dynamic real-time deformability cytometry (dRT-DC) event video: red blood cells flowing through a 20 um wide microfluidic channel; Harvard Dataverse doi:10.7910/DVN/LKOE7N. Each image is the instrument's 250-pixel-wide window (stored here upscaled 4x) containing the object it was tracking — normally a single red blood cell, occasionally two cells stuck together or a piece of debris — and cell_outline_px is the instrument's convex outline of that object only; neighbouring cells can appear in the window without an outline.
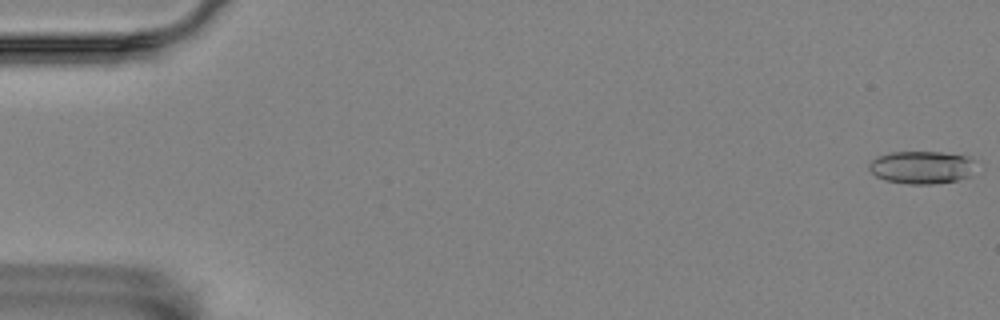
{"species": "Egyptian fruit bat (a non-hibernating species)", "species_latin": "Rousettus aegyptiacus", "temperature_condition": "room temperature", "stored_images_in_passage": 21, "camera_frame_rate_fps": 3000, "um_per_image_px": 0.085, "animal": {"sex": "female"}, "frame": {"image": 1, "passage_image": 1, "time_ms": 0.0, "image_size_px": [1000, 320], "cell_outline_px": [[984, 172], [956, 180], [932, 184], [908, 184], [884, 180], [876, 176], [868, 168], [868, 164], [876, 156], [888, 152], [940, 152], [972, 156], [980, 160], [984, 168]], "centroid_in_image_um": [78.56, 14.21], "position_along_channel_um": 6.4, "area_um2": 21.68}}
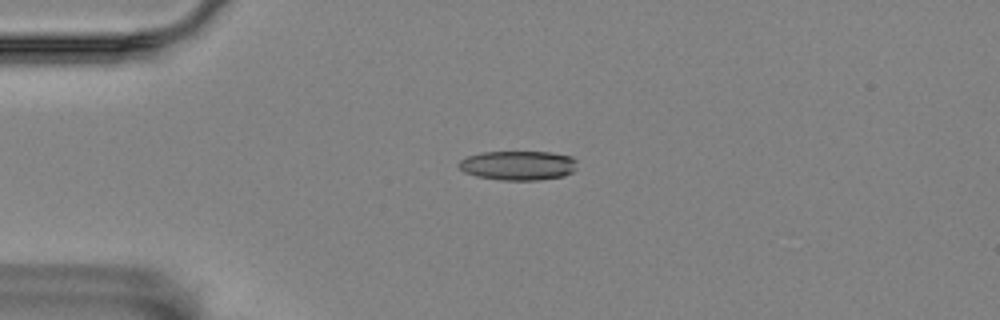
{"frame": {"image": 2, "passage_image": 14, "time_ms": 4.333, "image_size_px": [1000, 320], "cell_outline_px": [[576, 168], [572, 172], [564, 176], [536, 180], [504, 180], [476, 176], [464, 172], [456, 164], [460, 160], [468, 156], [480, 152], [552, 152], [572, 156], [576, 160]], "centroid_in_image_um": [44.04, 14.05], "position_along_channel_um": 41.0, "area_um2": 20.35}}
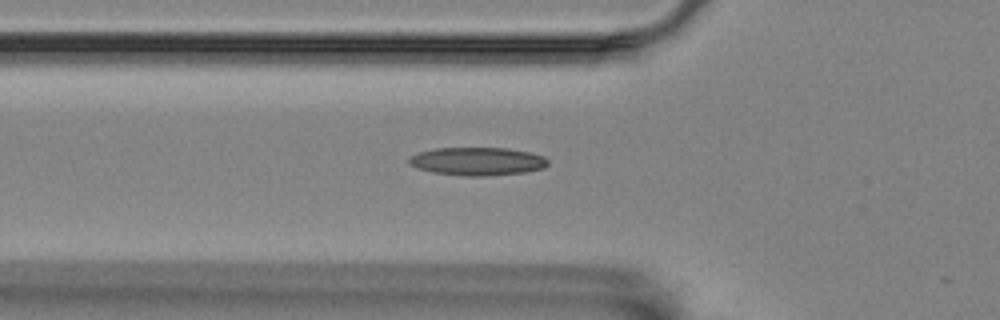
{"frame": {"image": 3, "passage_image": 20, "time_ms": 6.333, "image_size_px": [1000, 320], "cell_outline_px": [[548, 164], [544, 168], [524, 172], [484, 176], [464, 176], [432, 172], [416, 168], [408, 164], [408, 160], [412, 156], [420, 152], [436, 148], [508, 148], [528, 152], [544, 156], [548, 160]], "centroid_in_image_um": [40.57, 13.71], "position_along_channel_um": 85.2, "area_um2": 22.72}}